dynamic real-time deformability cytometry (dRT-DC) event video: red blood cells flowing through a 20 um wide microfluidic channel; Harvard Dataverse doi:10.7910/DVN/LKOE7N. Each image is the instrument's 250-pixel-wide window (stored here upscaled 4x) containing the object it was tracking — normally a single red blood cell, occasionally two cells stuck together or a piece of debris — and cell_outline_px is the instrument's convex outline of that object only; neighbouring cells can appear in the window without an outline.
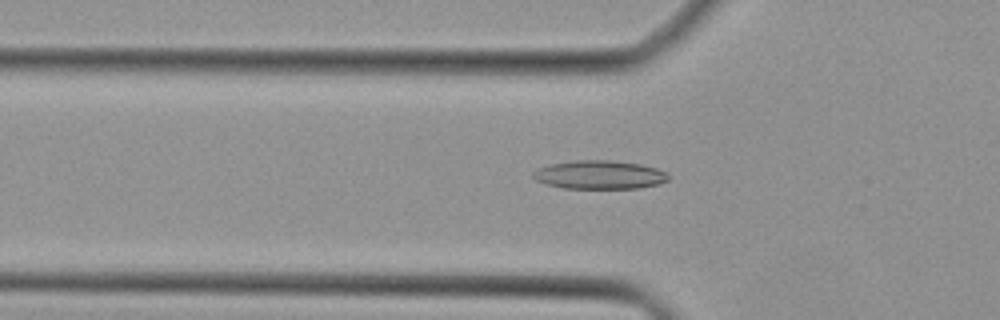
{"species": "Egyptian fruit bat (a non-hibernating species)", "species_latin": "Rousettus aegyptiacus", "temperature_condition": "cold", "stored_images_in_passage": 34, "camera_frame_rate_fps": 3000, "um_per_image_px": 0.085, "animal": {"sex": "female"}, "frame": {"image": 1, "passage_image": 5, "time_ms": 1.333, "image_size_px": [1000, 320], "cell_outline_px": [[668, 180], [660, 184], [640, 188], [564, 188], [544, 184], [536, 180], [532, 176], [532, 172], [540, 168], [552, 164], [576, 160], [608, 160], [640, 164], [656, 168], [668, 172]], "centroid_in_image_um": [50.98, 14.86], "position_along_channel_um": 74.8, "area_um2": 22.48}}
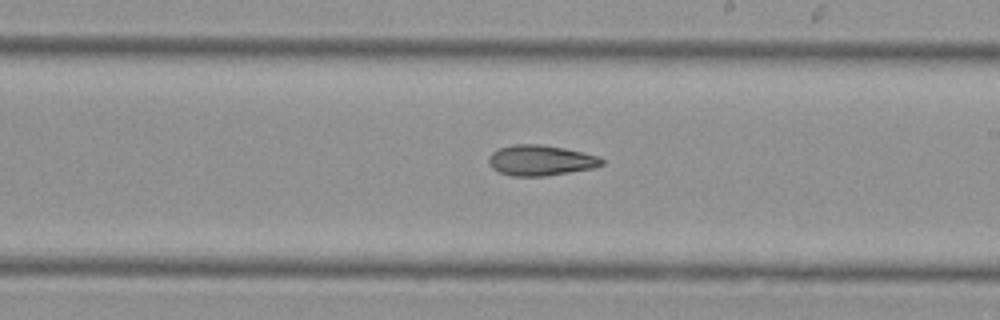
{"frame": {"image": 2, "passage_image": 16, "time_ms": 5.0, "image_size_px": [1000, 320], "cell_outline_px": [[604, 164], [592, 168], [544, 176], [512, 176], [500, 172], [492, 168], [488, 160], [488, 156], [496, 148], [512, 144], [540, 144], [564, 148], [600, 156], [604, 160]], "centroid_in_image_um": [45.93, 13.61], "position_along_channel_um": 243.1, "area_um2": 20.17}}
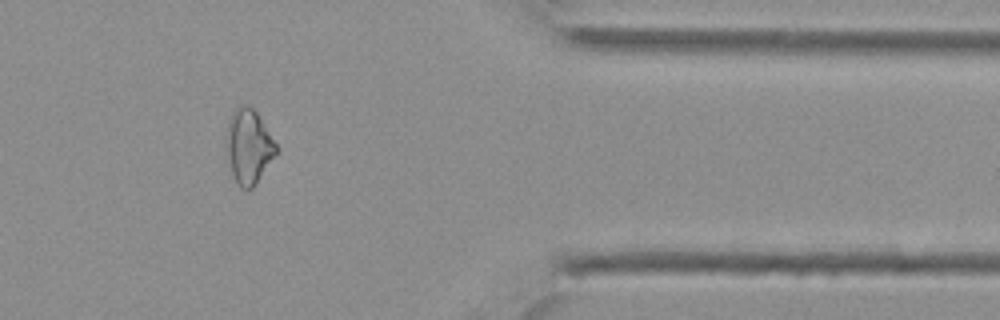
{"frame": {"image": 3, "passage_image": 27, "time_ms": 8.667, "image_size_px": [1000, 320], "cell_outline_px": [[280, 148], [256, 184], [252, 188], [240, 188], [236, 184], [232, 176], [228, 160], [224, 136], [228, 120], [232, 112], [240, 104], [248, 104], [256, 112]], "centroid_in_image_um": [21.11, 12.44], "position_along_channel_um": 390.3, "area_um2": 22.08}}